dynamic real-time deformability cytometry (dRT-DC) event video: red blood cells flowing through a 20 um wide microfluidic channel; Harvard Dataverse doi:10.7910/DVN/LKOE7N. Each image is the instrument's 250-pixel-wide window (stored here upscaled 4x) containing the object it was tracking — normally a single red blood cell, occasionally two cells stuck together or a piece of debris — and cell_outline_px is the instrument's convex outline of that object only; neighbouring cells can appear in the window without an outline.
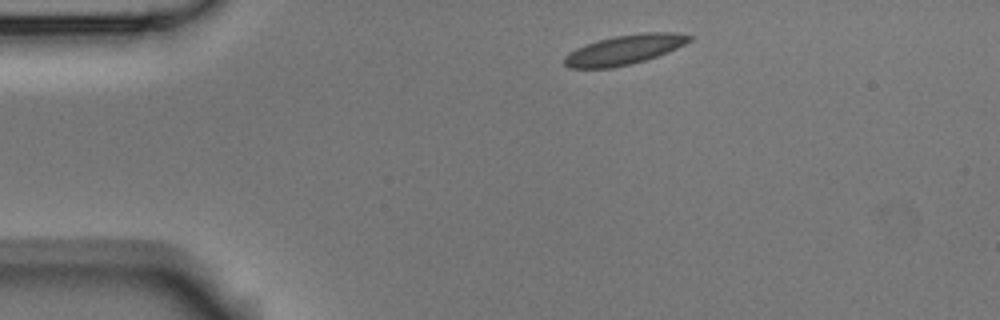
{"species": "Egyptian fruit bat (a non-hibernating species)", "species_latin": "Rousettus aegyptiacus", "temperature_condition": "room temperature", "stored_images_in_passage": 5, "camera_frame_rate_fps": 3000, "um_per_image_px": 0.085, "animal": {"sex": "male"}, "frame": {"image": 1, "passage_image": 1, "time_ms": 0.0, "image_size_px": [1000, 320], "cell_outline_px": [[692, 40], [668, 52], [632, 64], [612, 68], [568, 68], [564, 64], [564, 56], [576, 48], [612, 36], [640, 32], [676, 32], [692, 36]], "centroid_in_image_um": [53.08, 4.22], "position_along_channel_um": 31.9, "area_um2": 21.56}}
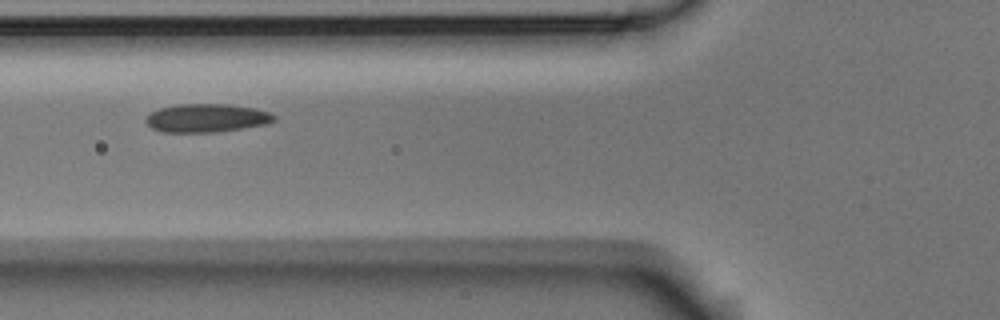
{"frame": {"image": 2, "passage_image": 4, "time_ms": 1.0, "image_size_px": [1000, 320], "cell_outline_px": [[276, 120], [268, 124], [216, 132], [160, 132], [152, 128], [144, 120], [152, 112], [160, 108], [176, 104], [228, 104], [256, 108], [268, 112], [276, 116]], "centroid_in_image_um": [17.58, 10.03], "position_along_channel_um": 108.2, "area_um2": 21.27}}
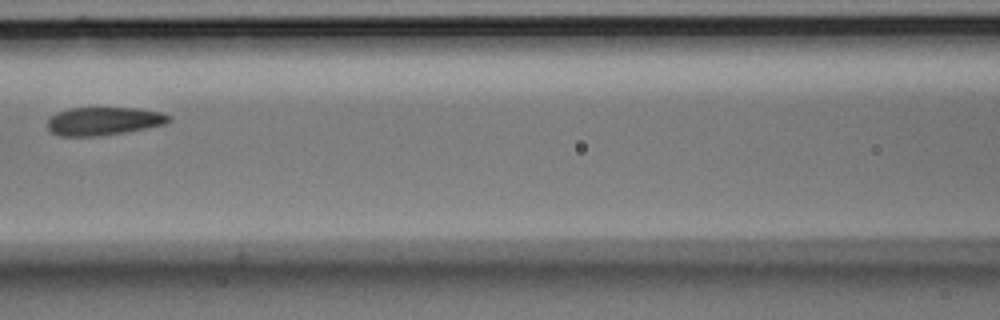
{"frame": {"image": 3, "passage_image": 5, "time_ms": 1.333, "image_size_px": [1000, 320], "cell_outline_px": [[172, 120], [164, 124], [124, 132], [96, 136], [60, 136], [48, 132], [48, 120], [56, 112], [68, 108], [136, 108], [160, 112], [172, 116]], "centroid_in_image_um": [8.78, 10.29], "position_along_channel_um": 157.8, "area_um2": 19.88}}